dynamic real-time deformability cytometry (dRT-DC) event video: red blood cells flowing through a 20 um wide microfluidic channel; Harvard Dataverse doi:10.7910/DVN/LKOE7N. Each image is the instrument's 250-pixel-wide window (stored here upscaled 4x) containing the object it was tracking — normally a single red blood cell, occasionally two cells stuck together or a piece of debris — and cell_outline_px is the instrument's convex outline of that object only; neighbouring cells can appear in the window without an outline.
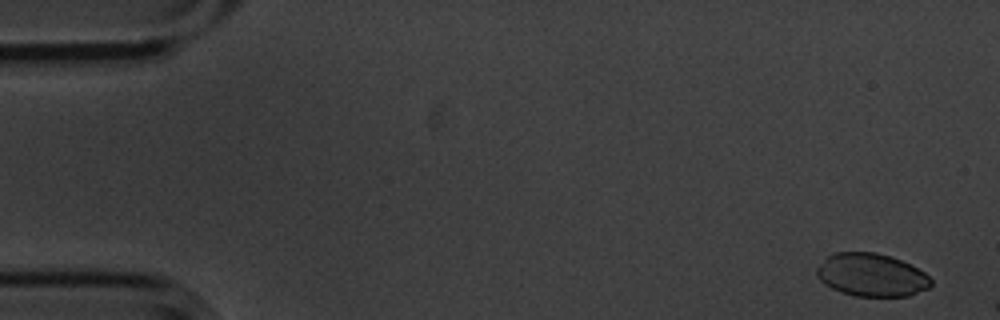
{"species": "common noctule bat (a hibernating species)", "species_latin": "Nyctalus noctula", "temperature_condition": "cold", "stored_images_in_passage": 4, "segment_of_instrument_passage": [2, 2], "camera_frame_rate_fps": 3000, "um_per_image_px": 0.085, "animal": {"sex": "male", "body_mass_g": 20.1, "forearm_length_mm": 53.5}, "frame": {"image": 1, "passage_image": 4, "time_ms": 1.0, "image_size_px": [1000, 320], "cell_outline_px": [[932, 284], [928, 288], [908, 296], [856, 296], [840, 292], [832, 288], [820, 280], [816, 272], [816, 268], [824, 256], [836, 252], [876, 252], [892, 256], [924, 272], [932, 280]], "centroid_in_image_um": [74.04, 23.36], "position_along_channel_um": 11.0, "area_um2": 28.67}}